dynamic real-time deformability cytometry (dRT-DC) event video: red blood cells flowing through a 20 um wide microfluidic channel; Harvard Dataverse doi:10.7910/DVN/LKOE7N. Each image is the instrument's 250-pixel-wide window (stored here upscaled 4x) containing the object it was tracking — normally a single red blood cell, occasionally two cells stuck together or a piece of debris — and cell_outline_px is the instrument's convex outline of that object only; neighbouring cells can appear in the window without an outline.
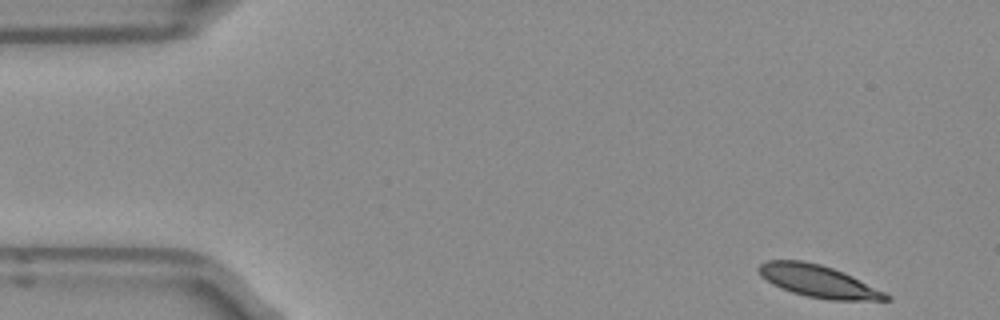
{"species": "Egyptian fruit bat (a non-hibernating species)", "species_latin": "Rousettus aegyptiacus", "temperature_condition": "room temperature", "stored_images_in_passage": 13, "camera_frame_rate_fps": 3000, "um_per_image_px": 0.085, "frame": {"image": 1, "passage_image": 1, "time_ms": 0.0, "image_size_px": [1000, 320], "cell_outline_px": [[892, 300], [828, 300], [808, 296], [792, 292], [780, 288], [772, 284], [760, 276], [756, 268], [760, 264], [768, 260], [800, 260], [820, 264], [844, 272], [892, 296]], "centroid_in_image_um": [69.52, 23.9], "position_along_channel_um": 15.5, "area_um2": 23.81}}
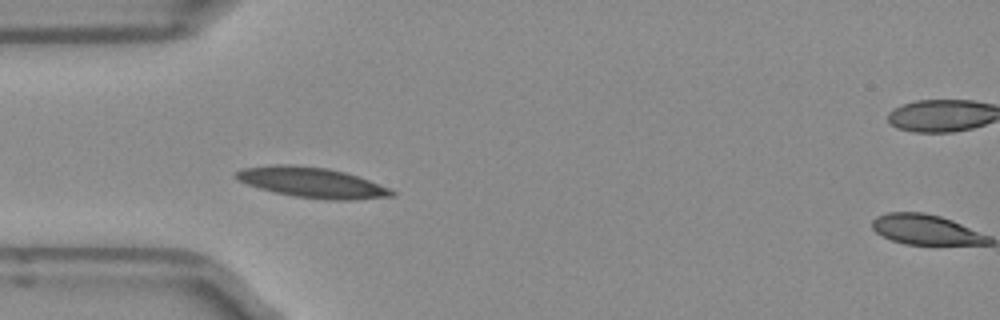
{"frame": {"image": 2, "passage_image": 12, "time_ms": 3.667, "image_size_px": [1000, 320], "cell_outline_px": [[396, 196], [356, 200], [324, 200], [292, 196], [260, 188], [236, 180], [232, 176], [232, 172], [240, 168], [276, 164], [288, 164], [328, 168], [344, 172], [392, 188], [396, 192]], "centroid_in_image_um": [26.5, 15.52], "position_along_channel_um": 58.5, "area_um2": 27.92}}